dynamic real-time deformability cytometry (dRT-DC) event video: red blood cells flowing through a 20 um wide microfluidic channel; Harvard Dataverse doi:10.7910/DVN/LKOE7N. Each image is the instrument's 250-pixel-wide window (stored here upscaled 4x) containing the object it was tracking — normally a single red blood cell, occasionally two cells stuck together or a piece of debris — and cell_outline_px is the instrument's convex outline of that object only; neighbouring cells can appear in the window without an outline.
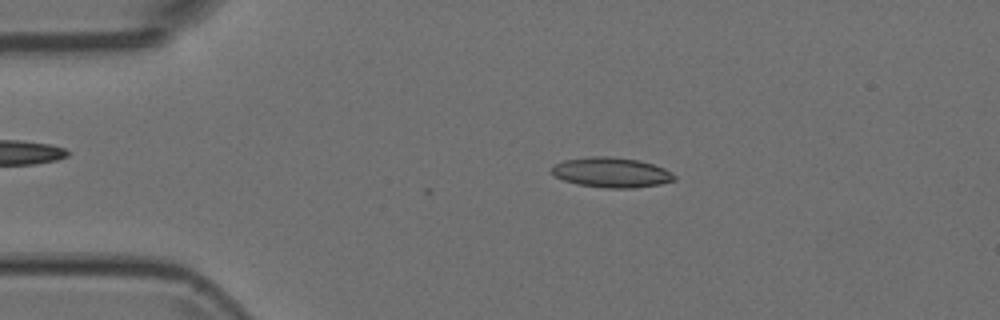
{"species": "Egyptian fruit bat (a non-hibernating species)", "species_latin": "Rousettus aegyptiacus", "temperature_condition": "room temperature", "stored_images_in_passage": 6, "camera_frame_rate_fps": 3000, "um_per_image_px": 0.085, "animal": {"sex": "female"}, "frame": {"image": 1, "passage_image": 5, "time_ms": 1.333, "image_size_px": [1000, 320], "cell_outline_px": [[676, 180], [660, 184], [632, 188], [604, 188], [580, 184], [564, 180], [556, 176], [552, 172], [552, 168], [556, 164], [564, 160], [592, 156], [608, 156], [640, 160], [664, 168], [672, 172], [676, 176]], "centroid_in_image_um": [52.02, 14.65], "position_along_channel_um": 33.0, "area_um2": 21.33}}